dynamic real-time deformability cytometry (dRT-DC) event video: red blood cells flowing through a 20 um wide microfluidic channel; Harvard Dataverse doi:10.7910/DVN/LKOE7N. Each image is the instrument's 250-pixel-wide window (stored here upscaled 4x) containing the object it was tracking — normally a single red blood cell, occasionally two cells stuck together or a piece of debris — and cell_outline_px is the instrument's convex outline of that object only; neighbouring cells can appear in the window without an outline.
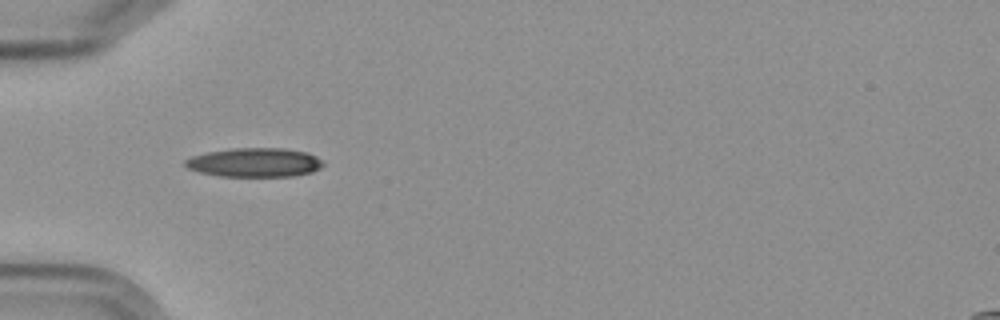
{"species": "Egyptian fruit bat (a non-hibernating species)", "species_latin": "Rousettus aegyptiacus", "temperature_condition": "cold", "stored_images_in_passage": 5, "camera_frame_rate_fps": 3000, "um_per_image_px": 0.085, "frame": {"image": 1, "passage_image": 4, "time_ms": 3.667, "image_size_px": [1000, 320], "cell_outline_px": [[324, 164], [320, 168], [312, 172], [292, 176], [220, 176], [200, 172], [188, 168], [184, 164], [184, 160], [192, 156], [208, 152], [232, 148], [284, 148], [308, 152], [316, 156]], "centroid_in_image_um": [21.65, 13.8], "position_along_channel_um": 63.4, "area_um2": 23.29}}
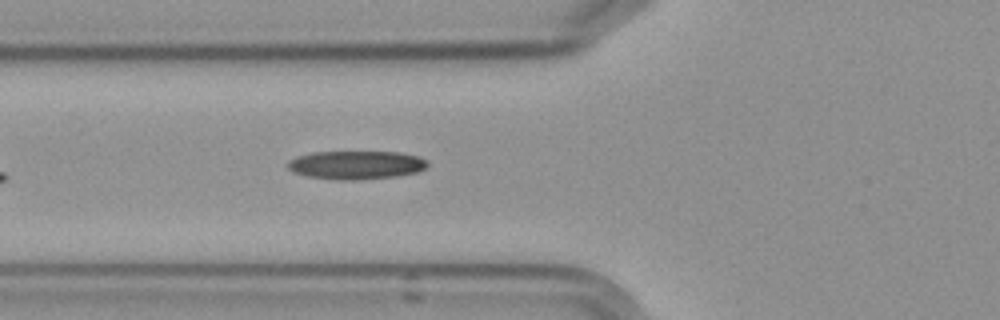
{"frame": {"image": 2, "passage_image": 5, "time_ms": 4.667, "image_size_px": [1000, 320], "cell_outline_px": [[428, 164], [424, 168], [416, 172], [396, 176], [356, 180], [340, 180], [308, 176], [296, 172], [288, 168], [288, 160], [296, 156], [312, 152], [400, 152], [416, 156], [428, 160]], "centroid_in_image_um": [30.27, 14.01], "position_along_channel_um": 95.5, "area_um2": 23.0}}